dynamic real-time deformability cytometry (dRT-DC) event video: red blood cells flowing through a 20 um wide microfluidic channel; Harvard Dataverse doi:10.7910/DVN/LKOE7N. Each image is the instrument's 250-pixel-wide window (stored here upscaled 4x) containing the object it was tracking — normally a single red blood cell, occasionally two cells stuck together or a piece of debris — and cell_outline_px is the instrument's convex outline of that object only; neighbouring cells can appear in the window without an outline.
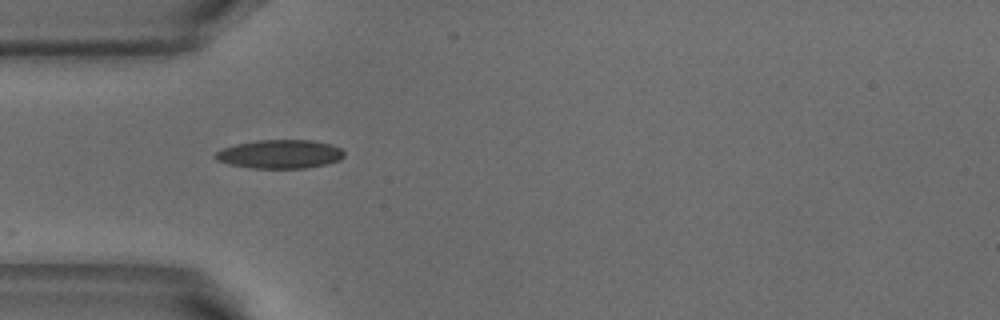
{"species": "common noctule bat (a hibernating species)", "species_latin": "Nyctalus noctula", "temperature_condition": "warm", "stored_images_in_passage": 5, "camera_frame_rate_fps": 3000, "um_per_image_px": 0.085, "animal": {"sex": "male", "body_mass_g": 18.8}, "frame": {"image": 1, "passage_image": 1, "time_ms": 0.0, "image_size_px": [1000, 320], "cell_outline_px": [[344, 156], [340, 160], [328, 164], [304, 168], [252, 168], [228, 164], [216, 160], [212, 156], [216, 152], [224, 148], [236, 144], [256, 140], [312, 140], [332, 144], [340, 148], [344, 152]], "centroid_in_image_um": [23.8, 13.1], "position_along_channel_um": 61.2, "area_um2": 21.68}}